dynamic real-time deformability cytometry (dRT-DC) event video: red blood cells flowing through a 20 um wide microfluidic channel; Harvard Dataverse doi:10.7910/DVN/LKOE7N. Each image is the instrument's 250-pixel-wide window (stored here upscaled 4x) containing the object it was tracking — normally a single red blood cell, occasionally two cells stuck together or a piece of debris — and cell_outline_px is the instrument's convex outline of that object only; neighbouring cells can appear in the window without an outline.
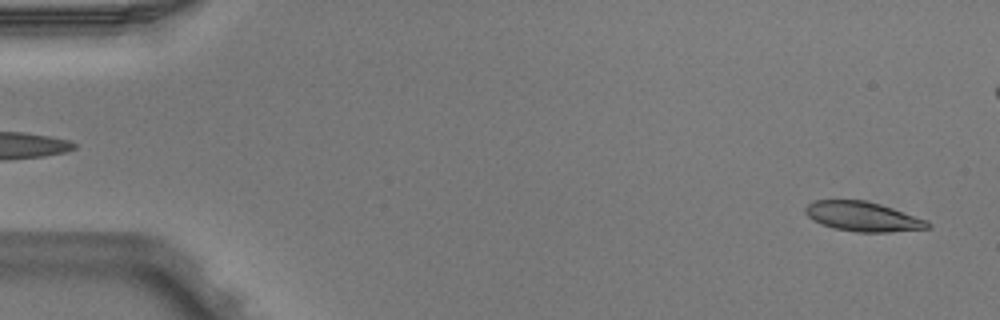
{"species": "Egyptian fruit bat (a non-hibernating species)", "species_latin": "Rousettus aegyptiacus", "temperature_condition": "warm", "stored_images_in_passage": 5, "segment_of_instrument_passage": [2, 2], "camera_frame_rate_fps": 3000, "um_per_image_px": 0.085, "animal": {"sex": "male"}, "frame": {"image": 1, "passage_image": 5, "time_ms": 1.333, "image_size_px": [1000, 320], "cell_outline_px": [[932, 224], [928, 228], [888, 232], [860, 232], [836, 228], [824, 224], [808, 216], [804, 212], [804, 208], [812, 200], [864, 200], [880, 204], [928, 220]], "centroid_in_image_um": [73.36, 18.39], "position_along_channel_um": 11.6, "area_um2": 20.81}}